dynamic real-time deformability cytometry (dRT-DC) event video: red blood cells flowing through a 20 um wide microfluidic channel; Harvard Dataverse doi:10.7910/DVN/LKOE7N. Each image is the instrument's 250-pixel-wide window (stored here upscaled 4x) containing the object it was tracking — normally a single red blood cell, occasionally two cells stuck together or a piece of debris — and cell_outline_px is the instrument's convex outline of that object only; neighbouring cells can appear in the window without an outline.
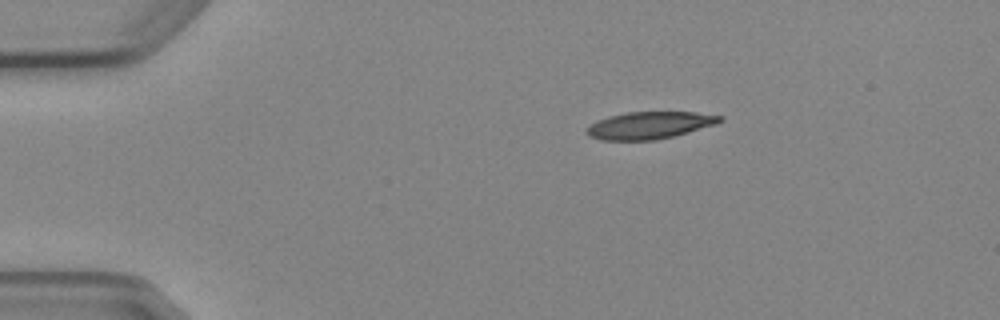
{"species": "Egyptian fruit bat (a non-hibernating species)", "species_latin": "Rousettus aegyptiacus", "temperature_condition": "cold", "stored_images_in_passage": 4, "camera_frame_rate_fps": 3000, "um_per_image_px": 0.085, "animal": {"sex": "female"}, "frame": {"image": 1, "passage_image": 4, "time_ms": 4.333, "image_size_px": [1000, 320], "cell_outline_px": [[724, 120], [716, 124], [688, 132], [656, 140], [600, 140], [588, 136], [588, 128], [596, 120], [608, 116], [628, 112], [696, 112], [724, 116]], "centroid_in_image_um": [55.24, 10.64], "position_along_channel_um": 29.8, "area_um2": 21.04}}